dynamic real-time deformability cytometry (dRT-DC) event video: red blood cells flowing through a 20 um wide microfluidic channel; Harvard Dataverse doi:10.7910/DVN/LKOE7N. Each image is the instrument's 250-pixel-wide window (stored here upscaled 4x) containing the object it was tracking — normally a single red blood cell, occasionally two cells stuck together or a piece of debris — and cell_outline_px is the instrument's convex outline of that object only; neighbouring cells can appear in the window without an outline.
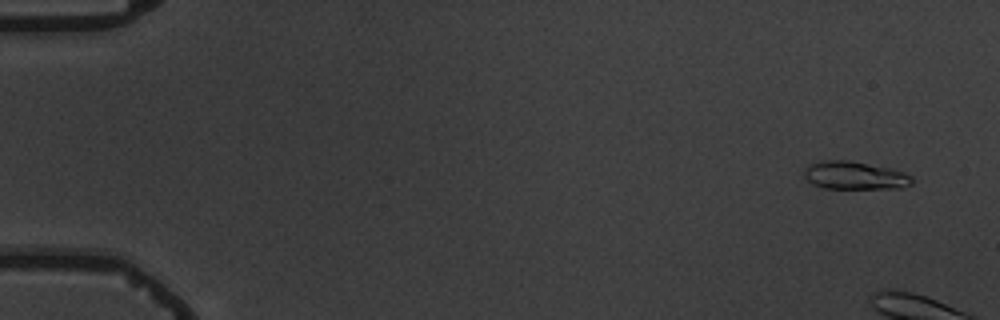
{"species": "common noctule bat (a hibernating species)", "species_latin": "Nyctalus noctula", "temperature_condition": "warm", "stored_images_in_passage": 3, "camera_frame_rate_fps": 3000, "um_per_image_px": 0.085, "animal": {"sex": "male", "body_mass_g": 19.5, "forearm_length_mm": 54.6}, "frame": {"image": 1, "passage_image": 1, "time_ms": 0.0, "image_size_px": [1000, 320], "cell_outline_px": [[912, 184], [904, 188], [824, 188], [812, 184], [804, 176], [804, 168], [808, 164], [824, 160], [848, 160], [888, 168], [904, 172], [912, 176]], "centroid_in_image_um": [72.64, 14.91], "position_along_channel_um": 12.4, "area_um2": 17.57}}